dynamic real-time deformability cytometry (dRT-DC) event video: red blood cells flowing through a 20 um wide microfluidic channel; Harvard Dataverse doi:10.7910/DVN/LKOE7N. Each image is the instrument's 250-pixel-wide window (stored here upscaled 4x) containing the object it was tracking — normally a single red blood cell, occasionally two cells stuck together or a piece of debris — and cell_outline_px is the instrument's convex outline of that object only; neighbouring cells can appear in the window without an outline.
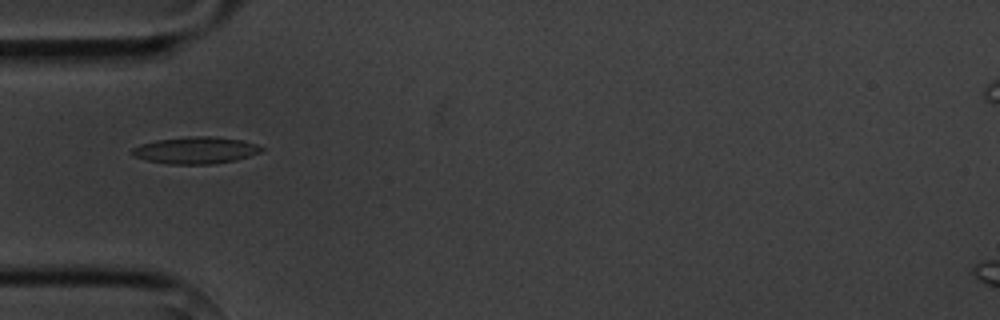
{"species": "common noctule bat (a hibernating species)", "species_latin": "Nyctalus noctula", "temperature_condition": "cold", "stored_images_in_passage": 3, "camera_frame_rate_fps": 3000, "um_per_image_px": 0.085, "animal": {"sex": "male", "body_mass_g": 20.1, "forearm_length_mm": 53.5}, "frame": {"image": 1, "passage_image": 3, "time_ms": 2.333, "image_size_px": [1000, 320], "cell_outline_px": [[264, 148], [260, 152], [236, 160], [212, 164], [168, 164], [144, 160], [132, 156], [128, 152], [132, 148], [140, 144], [156, 140], [188, 136], [212, 136], [244, 140], [256, 144]], "centroid_in_image_um": [16.57, 12.77], "position_along_channel_um": 68.4, "area_um2": 20.52}}